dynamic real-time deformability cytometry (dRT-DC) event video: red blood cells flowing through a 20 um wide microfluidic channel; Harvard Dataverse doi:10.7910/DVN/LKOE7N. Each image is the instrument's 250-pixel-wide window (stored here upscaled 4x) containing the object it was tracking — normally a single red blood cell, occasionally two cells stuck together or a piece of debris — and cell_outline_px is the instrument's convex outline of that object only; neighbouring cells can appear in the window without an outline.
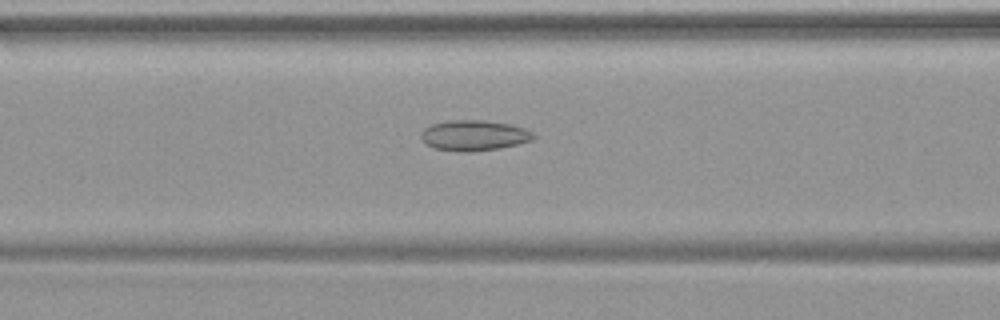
{"species": "common noctule bat (a hibernating species)", "species_latin": "Nyctalus noctula", "temperature_condition": "warm", "stored_images_in_passage": 35, "camera_frame_rate_fps": 3000, "um_per_image_px": 0.085, "animal": {"sex": "female", "body_mass_g": 19.9}, "frame": {"image": 1, "passage_image": 7, "time_ms": 2.0, "image_size_px": [1000, 320], "cell_outline_px": [[536, 136], [532, 140], [500, 148], [468, 152], [464, 152], [436, 148], [424, 144], [420, 140], [420, 132], [424, 128], [432, 124], [448, 120], [484, 120], [508, 124], [524, 128], [532, 132]], "centroid_in_image_um": [40.24, 11.51], "position_along_channel_um": 126.4, "area_um2": 20.0}}
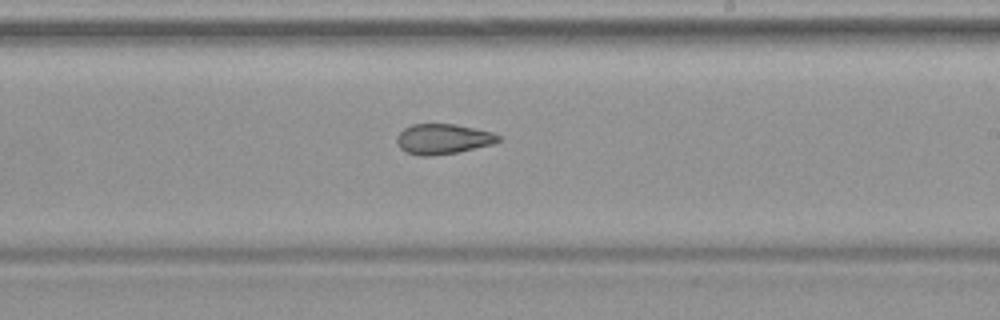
{"frame": {"image": 2, "passage_image": 16, "time_ms": 5.0, "image_size_px": [1000, 320], "cell_outline_px": [[504, 140], [492, 144], [456, 152], [432, 156], [420, 156], [404, 152], [396, 144], [396, 136], [404, 128], [412, 124], [456, 124], [476, 128], [492, 132], [504, 136]], "centroid_in_image_um": [37.67, 11.81], "position_along_channel_um": 251.3, "area_um2": 18.21}}
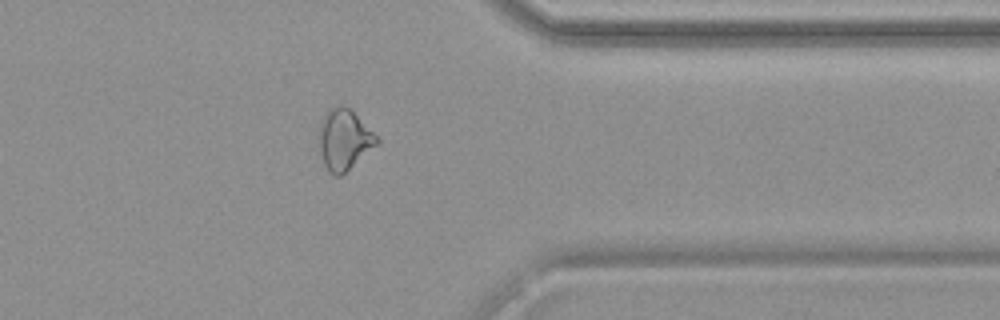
{"frame": {"image": 3, "passage_image": 26, "time_ms": 8.333, "image_size_px": [1000, 320], "cell_outline_px": [[380, 140], [376, 144], [340, 176], [336, 176], [328, 172], [324, 164], [320, 152], [320, 124], [324, 116], [332, 108], [340, 104], [344, 104]], "centroid_in_image_um": [29.22, 11.88], "position_along_channel_um": 382.2, "area_um2": 19.48}}